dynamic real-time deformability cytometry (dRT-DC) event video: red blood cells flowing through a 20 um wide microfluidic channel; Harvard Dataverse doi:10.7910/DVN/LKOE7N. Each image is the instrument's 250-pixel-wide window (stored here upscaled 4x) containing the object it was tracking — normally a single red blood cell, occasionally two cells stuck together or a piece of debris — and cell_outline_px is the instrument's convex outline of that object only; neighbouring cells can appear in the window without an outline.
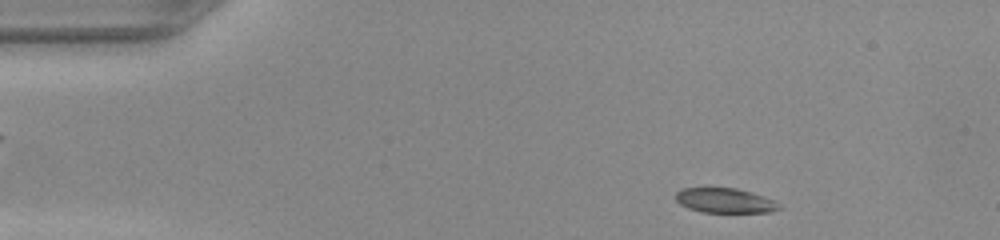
{"species": "common noctule bat (a hibernating species)", "species_latin": "Nyctalus noctula", "temperature_condition": "warm", "stored_images_in_passage": 44, "camera_frame_rate_fps": 3000, "um_per_image_px": 0.085, "animal": {"sex": "female", "body_mass_g": 22.0, "forearm_length_mm": 56.7}, "frame": {"image": 1, "passage_image": 2, "time_ms": 0.333, "image_size_px": [1000, 240], "cell_outline_px": [[780, 208], [768, 212], [700, 212], [688, 208], [680, 204], [676, 200], [676, 192], [680, 188], [708, 184], [736, 188], [752, 192], [776, 200], [780, 204]], "centroid_in_image_um": [61.54, 16.98], "position_along_channel_um": 23.5, "area_um2": 15.78}}
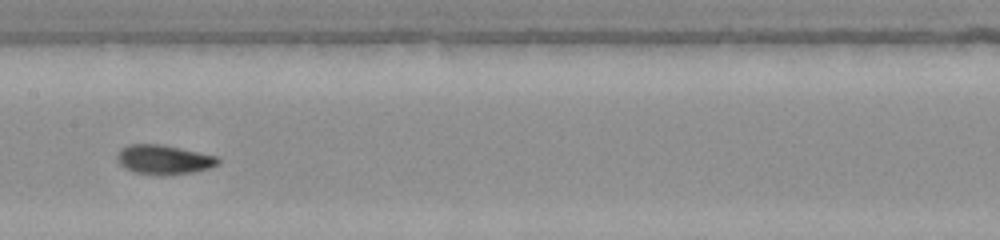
{"frame": {"image": 2, "passage_image": 20, "time_ms": 6.333, "image_size_px": [1000, 240], "cell_outline_px": [[220, 164], [208, 168], [192, 172], [156, 176], [132, 172], [124, 168], [120, 164], [116, 156], [120, 148], [128, 144], [164, 144], [220, 156]], "centroid_in_image_um": [13.93, 13.56], "position_along_channel_um": 193.5, "area_um2": 17.74}}
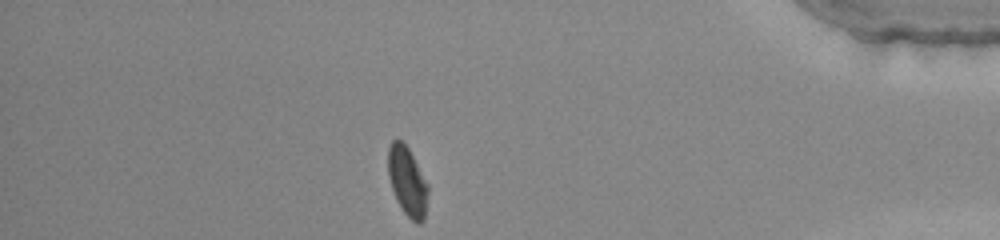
{"frame": {"image": 3, "passage_image": 38, "time_ms": 12.333, "image_size_px": [1000, 240], "cell_outline_px": [[428, 192], [424, 220], [420, 224], [416, 224], [404, 212], [396, 200], [388, 176], [388, 148], [392, 140], [400, 140], [408, 148], [428, 184]], "centroid_in_image_um": [34.62, 15.44], "position_along_channel_um": 400.6, "area_um2": 15.95}}